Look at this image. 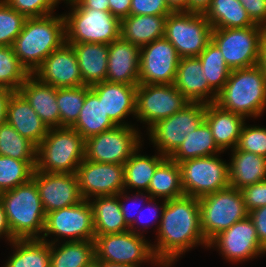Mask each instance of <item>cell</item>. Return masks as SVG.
I'll return each mask as SVG.
<instances>
[{
    "instance_id": "1",
    "label": "cell",
    "mask_w": 266,
    "mask_h": 267,
    "mask_svg": "<svg viewBox=\"0 0 266 267\" xmlns=\"http://www.w3.org/2000/svg\"><path fill=\"white\" fill-rule=\"evenodd\" d=\"M152 244L156 258L164 267H172L192 247L208 242L203 236L198 198L182 196L165 201L161 222Z\"/></svg>"
},
{
    "instance_id": "2",
    "label": "cell",
    "mask_w": 266,
    "mask_h": 267,
    "mask_svg": "<svg viewBox=\"0 0 266 267\" xmlns=\"http://www.w3.org/2000/svg\"><path fill=\"white\" fill-rule=\"evenodd\" d=\"M63 14L27 18L13 43L19 62L33 74L43 61L65 43Z\"/></svg>"
},
{
    "instance_id": "3",
    "label": "cell",
    "mask_w": 266,
    "mask_h": 267,
    "mask_svg": "<svg viewBox=\"0 0 266 267\" xmlns=\"http://www.w3.org/2000/svg\"><path fill=\"white\" fill-rule=\"evenodd\" d=\"M215 104L245 119L261 117L266 110V77L260 67L231 70Z\"/></svg>"
},
{
    "instance_id": "4",
    "label": "cell",
    "mask_w": 266,
    "mask_h": 267,
    "mask_svg": "<svg viewBox=\"0 0 266 267\" xmlns=\"http://www.w3.org/2000/svg\"><path fill=\"white\" fill-rule=\"evenodd\" d=\"M0 201L15 239L41 238L46 213L32 178L14 189L0 193Z\"/></svg>"
},
{
    "instance_id": "5",
    "label": "cell",
    "mask_w": 266,
    "mask_h": 267,
    "mask_svg": "<svg viewBox=\"0 0 266 267\" xmlns=\"http://www.w3.org/2000/svg\"><path fill=\"white\" fill-rule=\"evenodd\" d=\"M85 158V140L72 127L49 128L37 146L35 170L76 174Z\"/></svg>"
},
{
    "instance_id": "6",
    "label": "cell",
    "mask_w": 266,
    "mask_h": 267,
    "mask_svg": "<svg viewBox=\"0 0 266 267\" xmlns=\"http://www.w3.org/2000/svg\"><path fill=\"white\" fill-rule=\"evenodd\" d=\"M198 201L201 229L207 242L249 215L241 190L231 186L202 196Z\"/></svg>"
},
{
    "instance_id": "7",
    "label": "cell",
    "mask_w": 266,
    "mask_h": 267,
    "mask_svg": "<svg viewBox=\"0 0 266 267\" xmlns=\"http://www.w3.org/2000/svg\"><path fill=\"white\" fill-rule=\"evenodd\" d=\"M94 244L95 258L100 261L132 267H141L144 262L164 267L156 258L150 241L130 230L96 236Z\"/></svg>"
},
{
    "instance_id": "8",
    "label": "cell",
    "mask_w": 266,
    "mask_h": 267,
    "mask_svg": "<svg viewBox=\"0 0 266 267\" xmlns=\"http://www.w3.org/2000/svg\"><path fill=\"white\" fill-rule=\"evenodd\" d=\"M63 17L68 44H110L120 37V20L109 11L71 9Z\"/></svg>"
},
{
    "instance_id": "9",
    "label": "cell",
    "mask_w": 266,
    "mask_h": 267,
    "mask_svg": "<svg viewBox=\"0 0 266 267\" xmlns=\"http://www.w3.org/2000/svg\"><path fill=\"white\" fill-rule=\"evenodd\" d=\"M212 30L202 13L172 12L166 18L164 37L180 58L198 57L211 41Z\"/></svg>"
},
{
    "instance_id": "10",
    "label": "cell",
    "mask_w": 266,
    "mask_h": 267,
    "mask_svg": "<svg viewBox=\"0 0 266 267\" xmlns=\"http://www.w3.org/2000/svg\"><path fill=\"white\" fill-rule=\"evenodd\" d=\"M221 154L193 158L179 163L185 196L200 198L230 186L229 163Z\"/></svg>"
},
{
    "instance_id": "11",
    "label": "cell",
    "mask_w": 266,
    "mask_h": 267,
    "mask_svg": "<svg viewBox=\"0 0 266 267\" xmlns=\"http://www.w3.org/2000/svg\"><path fill=\"white\" fill-rule=\"evenodd\" d=\"M51 235L54 239L50 241L47 238ZM60 238L67 242L95 239L93 210L89 200L84 199L76 205L46 213L40 239L52 244L59 243Z\"/></svg>"
},
{
    "instance_id": "12",
    "label": "cell",
    "mask_w": 266,
    "mask_h": 267,
    "mask_svg": "<svg viewBox=\"0 0 266 267\" xmlns=\"http://www.w3.org/2000/svg\"><path fill=\"white\" fill-rule=\"evenodd\" d=\"M206 104L188 103L182 110L158 121L147 132L157 152L170 157L205 118Z\"/></svg>"
},
{
    "instance_id": "13",
    "label": "cell",
    "mask_w": 266,
    "mask_h": 267,
    "mask_svg": "<svg viewBox=\"0 0 266 267\" xmlns=\"http://www.w3.org/2000/svg\"><path fill=\"white\" fill-rule=\"evenodd\" d=\"M263 30V26L213 29L211 40L231 70L247 68L258 65Z\"/></svg>"
},
{
    "instance_id": "14",
    "label": "cell",
    "mask_w": 266,
    "mask_h": 267,
    "mask_svg": "<svg viewBox=\"0 0 266 267\" xmlns=\"http://www.w3.org/2000/svg\"><path fill=\"white\" fill-rule=\"evenodd\" d=\"M141 133L135 126H115L85 140V159L124 165L142 146Z\"/></svg>"
},
{
    "instance_id": "15",
    "label": "cell",
    "mask_w": 266,
    "mask_h": 267,
    "mask_svg": "<svg viewBox=\"0 0 266 267\" xmlns=\"http://www.w3.org/2000/svg\"><path fill=\"white\" fill-rule=\"evenodd\" d=\"M190 103L173 84H139L136 92L135 118L148 125L172 116Z\"/></svg>"
},
{
    "instance_id": "16",
    "label": "cell",
    "mask_w": 266,
    "mask_h": 267,
    "mask_svg": "<svg viewBox=\"0 0 266 267\" xmlns=\"http://www.w3.org/2000/svg\"><path fill=\"white\" fill-rule=\"evenodd\" d=\"M214 247L226 261L233 264L266 254V249L259 242L256 228L249 216L213 237L207 248Z\"/></svg>"
},
{
    "instance_id": "17",
    "label": "cell",
    "mask_w": 266,
    "mask_h": 267,
    "mask_svg": "<svg viewBox=\"0 0 266 267\" xmlns=\"http://www.w3.org/2000/svg\"><path fill=\"white\" fill-rule=\"evenodd\" d=\"M180 56L165 38L140 48L139 84H174Z\"/></svg>"
},
{
    "instance_id": "18",
    "label": "cell",
    "mask_w": 266,
    "mask_h": 267,
    "mask_svg": "<svg viewBox=\"0 0 266 267\" xmlns=\"http://www.w3.org/2000/svg\"><path fill=\"white\" fill-rule=\"evenodd\" d=\"M79 190L83 199L117 195L124 190V165L88 161L78 166Z\"/></svg>"
},
{
    "instance_id": "19",
    "label": "cell",
    "mask_w": 266,
    "mask_h": 267,
    "mask_svg": "<svg viewBox=\"0 0 266 267\" xmlns=\"http://www.w3.org/2000/svg\"><path fill=\"white\" fill-rule=\"evenodd\" d=\"M32 179L38 187L45 213L76 205L84 200L76 174L34 170Z\"/></svg>"
},
{
    "instance_id": "20",
    "label": "cell",
    "mask_w": 266,
    "mask_h": 267,
    "mask_svg": "<svg viewBox=\"0 0 266 267\" xmlns=\"http://www.w3.org/2000/svg\"><path fill=\"white\" fill-rule=\"evenodd\" d=\"M32 75L40 82L56 88L85 85L75 51L66 42L54 50Z\"/></svg>"
},
{
    "instance_id": "21",
    "label": "cell",
    "mask_w": 266,
    "mask_h": 267,
    "mask_svg": "<svg viewBox=\"0 0 266 267\" xmlns=\"http://www.w3.org/2000/svg\"><path fill=\"white\" fill-rule=\"evenodd\" d=\"M137 86L103 81L90 89L102 100L105 113L116 126H134L125 119L131 114L135 117Z\"/></svg>"
},
{
    "instance_id": "22",
    "label": "cell",
    "mask_w": 266,
    "mask_h": 267,
    "mask_svg": "<svg viewBox=\"0 0 266 267\" xmlns=\"http://www.w3.org/2000/svg\"><path fill=\"white\" fill-rule=\"evenodd\" d=\"M140 48L117 38L109 44L106 81L139 85Z\"/></svg>"
},
{
    "instance_id": "23",
    "label": "cell",
    "mask_w": 266,
    "mask_h": 267,
    "mask_svg": "<svg viewBox=\"0 0 266 267\" xmlns=\"http://www.w3.org/2000/svg\"><path fill=\"white\" fill-rule=\"evenodd\" d=\"M190 103H215L217 93L209 86L198 57L180 58L173 84Z\"/></svg>"
},
{
    "instance_id": "24",
    "label": "cell",
    "mask_w": 266,
    "mask_h": 267,
    "mask_svg": "<svg viewBox=\"0 0 266 267\" xmlns=\"http://www.w3.org/2000/svg\"><path fill=\"white\" fill-rule=\"evenodd\" d=\"M6 122L36 146L40 144L49 130L28 101L18 91L13 92L8 100Z\"/></svg>"
},
{
    "instance_id": "25",
    "label": "cell",
    "mask_w": 266,
    "mask_h": 267,
    "mask_svg": "<svg viewBox=\"0 0 266 267\" xmlns=\"http://www.w3.org/2000/svg\"><path fill=\"white\" fill-rule=\"evenodd\" d=\"M18 92L28 101L48 128L60 127L56 87L40 82L31 74L21 85Z\"/></svg>"
},
{
    "instance_id": "26",
    "label": "cell",
    "mask_w": 266,
    "mask_h": 267,
    "mask_svg": "<svg viewBox=\"0 0 266 267\" xmlns=\"http://www.w3.org/2000/svg\"><path fill=\"white\" fill-rule=\"evenodd\" d=\"M204 121L210 127L215 143L224 152L236 148L246 119L210 103L206 104Z\"/></svg>"
},
{
    "instance_id": "27",
    "label": "cell",
    "mask_w": 266,
    "mask_h": 267,
    "mask_svg": "<svg viewBox=\"0 0 266 267\" xmlns=\"http://www.w3.org/2000/svg\"><path fill=\"white\" fill-rule=\"evenodd\" d=\"M229 162L230 186L241 190L245 186L266 179V157L255 153L231 149Z\"/></svg>"
},
{
    "instance_id": "28",
    "label": "cell",
    "mask_w": 266,
    "mask_h": 267,
    "mask_svg": "<svg viewBox=\"0 0 266 267\" xmlns=\"http://www.w3.org/2000/svg\"><path fill=\"white\" fill-rule=\"evenodd\" d=\"M72 46L85 85L106 81L109 44L75 43Z\"/></svg>"
},
{
    "instance_id": "29",
    "label": "cell",
    "mask_w": 266,
    "mask_h": 267,
    "mask_svg": "<svg viewBox=\"0 0 266 267\" xmlns=\"http://www.w3.org/2000/svg\"><path fill=\"white\" fill-rule=\"evenodd\" d=\"M167 16L130 15L120 21V37L139 48L164 37Z\"/></svg>"
},
{
    "instance_id": "30",
    "label": "cell",
    "mask_w": 266,
    "mask_h": 267,
    "mask_svg": "<svg viewBox=\"0 0 266 267\" xmlns=\"http://www.w3.org/2000/svg\"><path fill=\"white\" fill-rule=\"evenodd\" d=\"M89 202L93 210L95 237L129 230L121 212L118 194L94 197Z\"/></svg>"
},
{
    "instance_id": "31",
    "label": "cell",
    "mask_w": 266,
    "mask_h": 267,
    "mask_svg": "<svg viewBox=\"0 0 266 267\" xmlns=\"http://www.w3.org/2000/svg\"><path fill=\"white\" fill-rule=\"evenodd\" d=\"M116 125L108 117L103 108L102 100L89 89L76 123L72 126L84 140L114 128Z\"/></svg>"
},
{
    "instance_id": "32",
    "label": "cell",
    "mask_w": 266,
    "mask_h": 267,
    "mask_svg": "<svg viewBox=\"0 0 266 267\" xmlns=\"http://www.w3.org/2000/svg\"><path fill=\"white\" fill-rule=\"evenodd\" d=\"M140 146L124 164V190L137 189V192H147L157 167L167 158L157 152L148 156L140 153Z\"/></svg>"
},
{
    "instance_id": "33",
    "label": "cell",
    "mask_w": 266,
    "mask_h": 267,
    "mask_svg": "<svg viewBox=\"0 0 266 267\" xmlns=\"http://www.w3.org/2000/svg\"><path fill=\"white\" fill-rule=\"evenodd\" d=\"M11 255L2 267H50V243L40 238L15 239Z\"/></svg>"
},
{
    "instance_id": "34",
    "label": "cell",
    "mask_w": 266,
    "mask_h": 267,
    "mask_svg": "<svg viewBox=\"0 0 266 267\" xmlns=\"http://www.w3.org/2000/svg\"><path fill=\"white\" fill-rule=\"evenodd\" d=\"M221 153L223 151L215 143L210 127L203 121L193 132L186 135L185 140L169 158L179 164L188 159Z\"/></svg>"
},
{
    "instance_id": "35",
    "label": "cell",
    "mask_w": 266,
    "mask_h": 267,
    "mask_svg": "<svg viewBox=\"0 0 266 267\" xmlns=\"http://www.w3.org/2000/svg\"><path fill=\"white\" fill-rule=\"evenodd\" d=\"M204 15L213 29L260 26L251 20L239 0H212Z\"/></svg>"
},
{
    "instance_id": "36",
    "label": "cell",
    "mask_w": 266,
    "mask_h": 267,
    "mask_svg": "<svg viewBox=\"0 0 266 267\" xmlns=\"http://www.w3.org/2000/svg\"><path fill=\"white\" fill-rule=\"evenodd\" d=\"M147 193L165 201L184 196L179 164L167 157L155 170Z\"/></svg>"
},
{
    "instance_id": "37",
    "label": "cell",
    "mask_w": 266,
    "mask_h": 267,
    "mask_svg": "<svg viewBox=\"0 0 266 267\" xmlns=\"http://www.w3.org/2000/svg\"><path fill=\"white\" fill-rule=\"evenodd\" d=\"M61 243L50 244V267H85L95 259L94 240Z\"/></svg>"
},
{
    "instance_id": "38",
    "label": "cell",
    "mask_w": 266,
    "mask_h": 267,
    "mask_svg": "<svg viewBox=\"0 0 266 267\" xmlns=\"http://www.w3.org/2000/svg\"><path fill=\"white\" fill-rule=\"evenodd\" d=\"M0 155L21 161H37V146L5 122L0 126Z\"/></svg>"
},
{
    "instance_id": "39",
    "label": "cell",
    "mask_w": 266,
    "mask_h": 267,
    "mask_svg": "<svg viewBox=\"0 0 266 267\" xmlns=\"http://www.w3.org/2000/svg\"><path fill=\"white\" fill-rule=\"evenodd\" d=\"M198 58L209 86L218 93L226 84L231 72L220 49L211 40Z\"/></svg>"
},
{
    "instance_id": "40",
    "label": "cell",
    "mask_w": 266,
    "mask_h": 267,
    "mask_svg": "<svg viewBox=\"0 0 266 267\" xmlns=\"http://www.w3.org/2000/svg\"><path fill=\"white\" fill-rule=\"evenodd\" d=\"M89 89L88 85L57 88L56 101L60 111V127H72L76 123Z\"/></svg>"
},
{
    "instance_id": "41",
    "label": "cell",
    "mask_w": 266,
    "mask_h": 267,
    "mask_svg": "<svg viewBox=\"0 0 266 267\" xmlns=\"http://www.w3.org/2000/svg\"><path fill=\"white\" fill-rule=\"evenodd\" d=\"M37 161H21L0 155V193L28 182L36 168Z\"/></svg>"
},
{
    "instance_id": "42",
    "label": "cell",
    "mask_w": 266,
    "mask_h": 267,
    "mask_svg": "<svg viewBox=\"0 0 266 267\" xmlns=\"http://www.w3.org/2000/svg\"><path fill=\"white\" fill-rule=\"evenodd\" d=\"M30 75L19 62L13 47H0V87L18 91Z\"/></svg>"
},
{
    "instance_id": "43",
    "label": "cell",
    "mask_w": 266,
    "mask_h": 267,
    "mask_svg": "<svg viewBox=\"0 0 266 267\" xmlns=\"http://www.w3.org/2000/svg\"><path fill=\"white\" fill-rule=\"evenodd\" d=\"M27 17L0 0V47L13 46Z\"/></svg>"
},
{
    "instance_id": "44",
    "label": "cell",
    "mask_w": 266,
    "mask_h": 267,
    "mask_svg": "<svg viewBox=\"0 0 266 267\" xmlns=\"http://www.w3.org/2000/svg\"><path fill=\"white\" fill-rule=\"evenodd\" d=\"M236 148L266 157V127L250 126L245 122Z\"/></svg>"
},
{
    "instance_id": "45",
    "label": "cell",
    "mask_w": 266,
    "mask_h": 267,
    "mask_svg": "<svg viewBox=\"0 0 266 267\" xmlns=\"http://www.w3.org/2000/svg\"><path fill=\"white\" fill-rule=\"evenodd\" d=\"M10 7L27 18L44 17L54 13L60 0H4Z\"/></svg>"
},
{
    "instance_id": "46",
    "label": "cell",
    "mask_w": 266,
    "mask_h": 267,
    "mask_svg": "<svg viewBox=\"0 0 266 267\" xmlns=\"http://www.w3.org/2000/svg\"><path fill=\"white\" fill-rule=\"evenodd\" d=\"M148 205H147V211H148V217L145 213V211L143 210V208L140 210V212L138 213V216L135 218L134 223L129 227V230L132 231L133 233H136L138 235H142L145 232L146 229H148L149 227H151V225H153L156 221L158 222L157 228H155V230L159 228L160 222H161V218H162V213H163V209L165 207V200L162 201V204L160 203V205H158L156 198H150L148 200ZM154 203V204H153ZM143 210V211H142ZM160 210V211H159ZM151 214V215H150ZM150 215V216H149ZM152 216V217H151ZM142 217V218H141ZM148 219H147V218ZM143 218H145L144 220L146 221L144 224ZM158 218V219H157ZM142 219V221H140ZM152 219V220H151ZM159 220V221H158ZM152 223H151V222ZM154 222V223H153ZM138 224H141V228L138 227ZM159 224V225H158ZM137 225V226H135ZM138 228V230H137ZM142 229V230H141ZM142 231V232H141Z\"/></svg>"
},
{
    "instance_id": "47",
    "label": "cell",
    "mask_w": 266,
    "mask_h": 267,
    "mask_svg": "<svg viewBox=\"0 0 266 267\" xmlns=\"http://www.w3.org/2000/svg\"><path fill=\"white\" fill-rule=\"evenodd\" d=\"M173 11L165 0H132L130 15L168 16Z\"/></svg>"
},
{
    "instance_id": "48",
    "label": "cell",
    "mask_w": 266,
    "mask_h": 267,
    "mask_svg": "<svg viewBox=\"0 0 266 267\" xmlns=\"http://www.w3.org/2000/svg\"><path fill=\"white\" fill-rule=\"evenodd\" d=\"M248 212L266 206V179L241 189Z\"/></svg>"
},
{
    "instance_id": "49",
    "label": "cell",
    "mask_w": 266,
    "mask_h": 267,
    "mask_svg": "<svg viewBox=\"0 0 266 267\" xmlns=\"http://www.w3.org/2000/svg\"><path fill=\"white\" fill-rule=\"evenodd\" d=\"M127 192H128L127 190H123L122 192H120L118 194V198H119V203H120V207H121V212H122L123 217H124V221L126 222V225L128 227H130L135 221L136 214L138 216V213L142 209V207L139 208V205H144V204L137 203L139 205L136 206V202L135 201H138V200H142L143 201L145 199L144 202L147 203L148 200L151 198V196L147 192H145V194H144V192H137L134 195L133 194L129 195ZM129 200H132L131 203L133 205L135 204L133 208L131 206H128V204L124 203V202L129 201ZM133 200H135V201L133 202ZM134 209L136 210L135 216L132 215V212H133Z\"/></svg>"
},
{
    "instance_id": "50",
    "label": "cell",
    "mask_w": 266,
    "mask_h": 267,
    "mask_svg": "<svg viewBox=\"0 0 266 267\" xmlns=\"http://www.w3.org/2000/svg\"><path fill=\"white\" fill-rule=\"evenodd\" d=\"M251 20L266 27V0H239Z\"/></svg>"
},
{
    "instance_id": "51",
    "label": "cell",
    "mask_w": 266,
    "mask_h": 267,
    "mask_svg": "<svg viewBox=\"0 0 266 267\" xmlns=\"http://www.w3.org/2000/svg\"><path fill=\"white\" fill-rule=\"evenodd\" d=\"M248 216L254 223L259 242L266 249V206L253 209Z\"/></svg>"
},
{
    "instance_id": "52",
    "label": "cell",
    "mask_w": 266,
    "mask_h": 267,
    "mask_svg": "<svg viewBox=\"0 0 266 267\" xmlns=\"http://www.w3.org/2000/svg\"><path fill=\"white\" fill-rule=\"evenodd\" d=\"M71 9H93L97 11H109L108 0H74L66 3Z\"/></svg>"
},
{
    "instance_id": "53",
    "label": "cell",
    "mask_w": 266,
    "mask_h": 267,
    "mask_svg": "<svg viewBox=\"0 0 266 267\" xmlns=\"http://www.w3.org/2000/svg\"><path fill=\"white\" fill-rule=\"evenodd\" d=\"M109 12L120 21L130 16L132 0H108Z\"/></svg>"
},
{
    "instance_id": "54",
    "label": "cell",
    "mask_w": 266,
    "mask_h": 267,
    "mask_svg": "<svg viewBox=\"0 0 266 267\" xmlns=\"http://www.w3.org/2000/svg\"><path fill=\"white\" fill-rule=\"evenodd\" d=\"M14 91L0 87V126L6 122L7 103Z\"/></svg>"
},
{
    "instance_id": "55",
    "label": "cell",
    "mask_w": 266,
    "mask_h": 267,
    "mask_svg": "<svg viewBox=\"0 0 266 267\" xmlns=\"http://www.w3.org/2000/svg\"><path fill=\"white\" fill-rule=\"evenodd\" d=\"M3 236L6 238L8 243H11L13 240H15V238L11 234V230L6 219L4 207L0 201V238L2 239Z\"/></svg>"
},
{
    "instance_id": "56",
    "label": "cell",
    "mask_w": 266,
    "mask_h": 267,
    "mask_svg": "<svg viewBox=\"0 0 266 267\" xmlns=\"http://www.w3.org/2000/svg\"><path fill=\"white\" fill-rule=\"evenodd\" d=\"M211 3L212 0H188V12L204 14Z\"/></svg>"
},
{
    "instance_id": "57",
    "label": "cell",
    "mask_w": 266,
    "mask_h": 267,
    "mask_svg": "<svg viewBox=\"0 0 266 267\" xmlns=\"http://www.w3.org/2000/svg\"><path fill=\"white\" fill-rule=\"evenodd\" d=\"M258 66L266 77V27L261 35Z\"/></svg>"
},
{
    "instance_id": "58",
    "label": "cell",
    "mask_w": 266,
    "mask_h": 267,
    "mask_svg": "<svg viewBox=\"0 0 266 267\" xmlns=\"http://www.w3.org/2000/svg\"><path fill=\"white\" fill-rule=\"evenodd\" d=\"M165 1L173 12H179V11L188 12V0H165Z\"/></svg>"
},
{
    "instance_id": "59",
    "label": "cell",
    "mask_w": 266,
    "mask_h": 267,
    "mask_svg": "<svg viewBox=\"0 0 266 267\" xmlns=\"http://www.w3.org/2000/svg\"><path fill=\"white\" fill-rule=\"evenodd\" d=\"M100 267H132V266L115 264V263H109V262H105V261H100Z\"/></svg>"
},
{
    "instance_id": "60",
    "label": "cell",
    "mask_w": 266,
    "mask_h": 267,
    "mask_svg": "<svg viewBox=\"0 0 266 267\" xmlns=\"http://www.w3.org/2000/svg\"><path fill=\"white\" fill-rule=\"evenodd\" d=\"M85 267H100V260H97L95 258L88 265H86Z\"/></svg>"
},
{
    "instance_id": "61",
    "label": "cell",
    "mask_w": 266,
    "mask_h": 267,
    "mask_svg": "<svg viewBox=\"0 0 266 267\" xmlns=\"http://www.w3.org/2000/svg\"><path fill=\"white\" fill-rule=\"evenodd\" d=\"M60 1H66L65 3H69V2H72V1H74V0H60Z\"/></svg>"
}]
</instances>
